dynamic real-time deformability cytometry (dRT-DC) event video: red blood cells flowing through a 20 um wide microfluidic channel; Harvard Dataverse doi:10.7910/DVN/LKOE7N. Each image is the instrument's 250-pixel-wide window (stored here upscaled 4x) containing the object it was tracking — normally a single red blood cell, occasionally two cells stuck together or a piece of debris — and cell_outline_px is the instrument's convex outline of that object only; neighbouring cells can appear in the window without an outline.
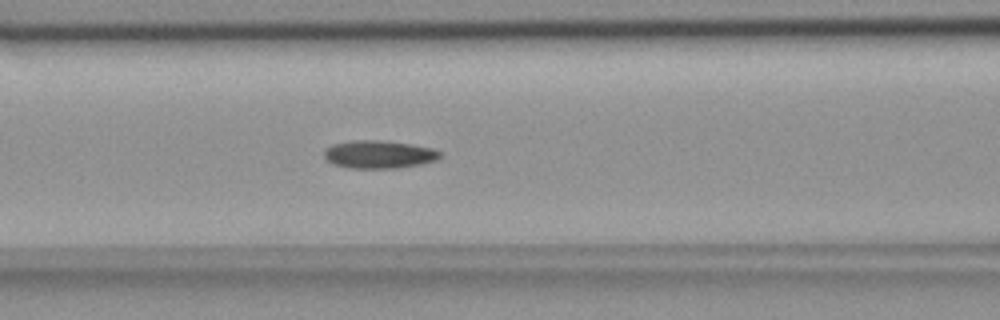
{"species": "common noctule bat (a hibernating species)", "species_latin": "Nyctalus noctula", "temperature_condition": "room temperature", "stored_images_in_passage": 39, "camera_frame_rate_fps": 3000, "um_per_image_px": 0.085, "animal": {"sex": "female", "body_mass_g": 18.4}, "frame": {"image": 1, "passage_image": 6, "time_ms": 1.667, "image_size_px": [1000, 320], "cell_outline_px": [[440, 156], [436, 160], [420, 164], [396, 168], [348, 168], [332, 164], [324, 156], [324, 152], [332, 144], [352, 140], [376, 140], [412, 144], [432, 148], [440, 152]], "centroid_in_image_um": [32.19, 13.12], "position_along_channel_um": 134.4, "area_um2": 18.73}}
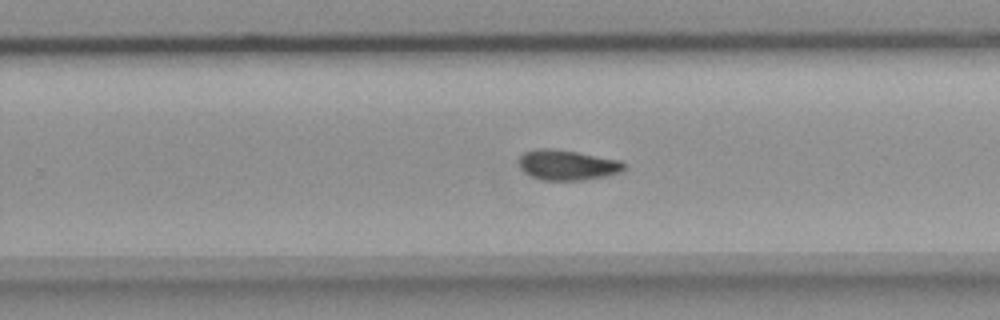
{"frame": {"image": 2, "passage_image": 18, "time_ms": 5.667, "image_size_px": [1000, 320], "cell_outline_px": [[624, 168], [620, 172], [604, 176], [580, 180], [544, 180], [532, 176], [524, 172], [520, 168], [520, 156], [524, 152], [536, 148], [556, 148], [620, 160], [624, 164]], "centroid_in_image_um": [48.19, 14.01], "position_along_channel_um": 281.6, "area_um2": 18.38}}
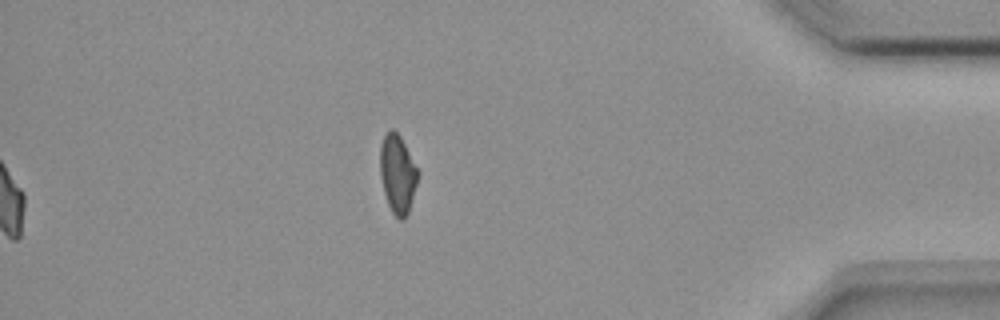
{"frame": {"image": 3, "passage_image": 39, "time_ms": 12.667, "image_size_px": [1000, 320], "cell_outline_px": [[420, 172], [408, 212], [400, 220], [392, 212], [388, 204], [384, 192], [380, 176], [380, 144], [388, 128], [392, 128], [400, 136]], "centroid_in_image_um": [33.78, 14.73], "position_along_channel_um": 401.4, "area_um2": 17.22}, "authors_computed_cell_mechanics": {"area_um2": 17.7446, "velocity_mm_per_s": 3.6973, "shape_relaxation_time_tau1_ms": 6.4196, "shape_relaxation_time_tau2_ms": 6.7769, "deformation_change_tau1": 0.1352, "deformation_change_tau2": 0.108}}